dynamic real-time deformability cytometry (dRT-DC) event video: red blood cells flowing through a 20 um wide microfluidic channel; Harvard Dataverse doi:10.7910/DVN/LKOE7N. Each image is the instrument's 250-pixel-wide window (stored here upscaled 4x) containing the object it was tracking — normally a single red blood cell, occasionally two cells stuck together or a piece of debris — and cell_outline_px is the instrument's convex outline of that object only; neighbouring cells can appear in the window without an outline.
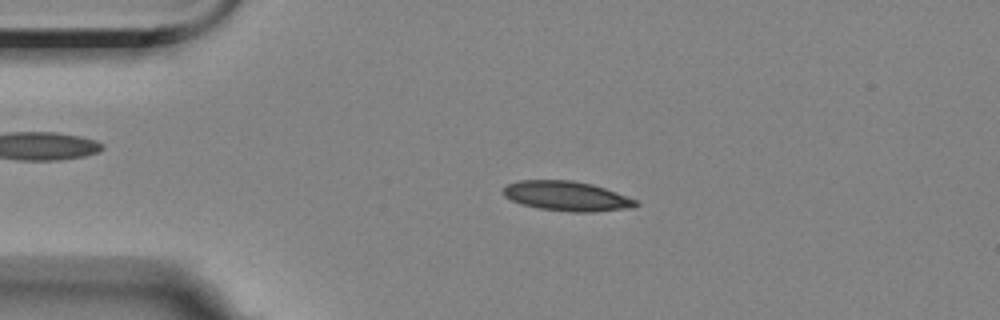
{"species": "Egyptian fruit bat (a non-hibernating species)", "species_latin": "Rousettus aegyptiacus", "temperature_condition": "room temperature", "stored_images_in_passage": 20, "camera_frame_rate_fps": 3000, "um_per_image_px": 0.085, "animal": {"sex": "female"}, "frame": {"image": 1, "passage_image": 3, "time_ms": 0.667, "image_size_px": [1000, 320], "cell_outline_px": [[640, 204], [632, 208], [592, 212], [572, 212], [540, 208], [524, 204], [512, 200], [504, 196], [504, 188], [508, 184], [520, 180], [572, 180], [592, 184], [616, 192], [636, 200]], "centroid_in_image_um": [48.21, 16.66], "position_along_channel_um": 36.8, "area_um2": 22.72}}
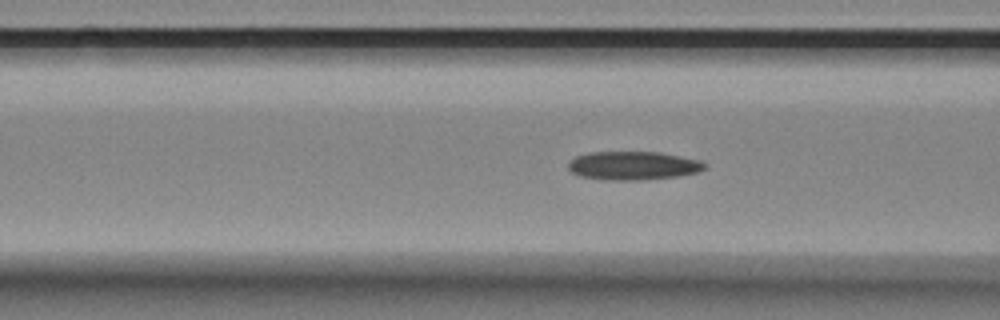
{"frame": {"image": 2, "passage_image": 12, "time_ms": 3.667, "image_size_px": [1000, 320], "cell_outline_px": [[708, 164], [704, 168], [696, 172], [676, 176], [640, 180], [604, 180], [580, 176], [572, 172], [568, 168], [568, 164], [576, 156], [588, 152], [660, 152], [700, 160]], "centroid_in_image_um": [53.8, 14.07], "position_along_channel_um": 112.8, "area_um2": 22.6}}
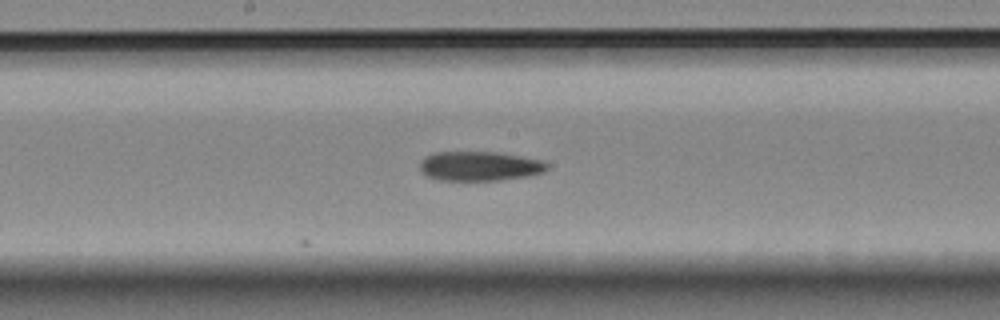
{"frame": {"image": 3, "passage_image": 20, "time_ms": 6.333, "image_size_px": [1000, 320], "cell_outline_px": [[548, 168], [544, 172], [524, 176], [500, 180], [440, 180], [424, 176], [420, 172], [420, 160], [424, 156], [432, 152], [496, 152], [544, 160], [548, 164]], "centroid_in_image_um": [40.71, 14.11], "position_along_channel_um": 207.5, "area_um2": 22.02}}